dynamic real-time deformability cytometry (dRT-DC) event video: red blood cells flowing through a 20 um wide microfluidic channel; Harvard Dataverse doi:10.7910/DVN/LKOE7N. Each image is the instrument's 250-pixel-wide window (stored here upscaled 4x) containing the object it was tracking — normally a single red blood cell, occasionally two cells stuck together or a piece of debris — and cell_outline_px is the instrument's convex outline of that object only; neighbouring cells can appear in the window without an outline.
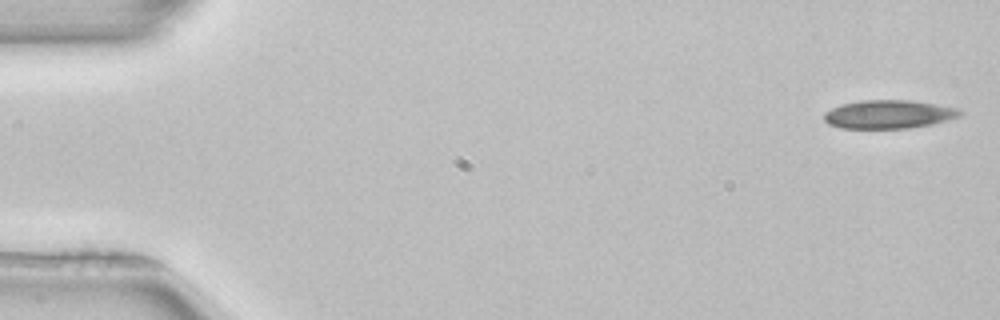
{"species": "common noctule bat (a hibernating species)", "species_latin": "Nyctalus noctula", "temperature_condition": "room temperature", "stored_images_in_passage": 51, "camera_frame_rate_fps": 3000, "um_per_image_px": 0.085, "animal": {"sex": "female", "body_mass_g": 22.7, "forearm_length_mm": 54.2}, "frame": {"image": 1, "passage_image": 1, "time_ms": 0.0, "image_size_px": [1000, 320], "cell_outline_px": [[964, 112], [960, 116], [948, 120], [932, 124], [908, 128], [840, 128], [828, 124], [824, 120], [824, 112], [832, 108], [844, 104], [860, 100], [912, 100], [936, 104], [956, 108]], "centroid_in_image_um": [75.54, 9.71], "position_along_channel_um": 9.5, "area_um2": 22.54}}
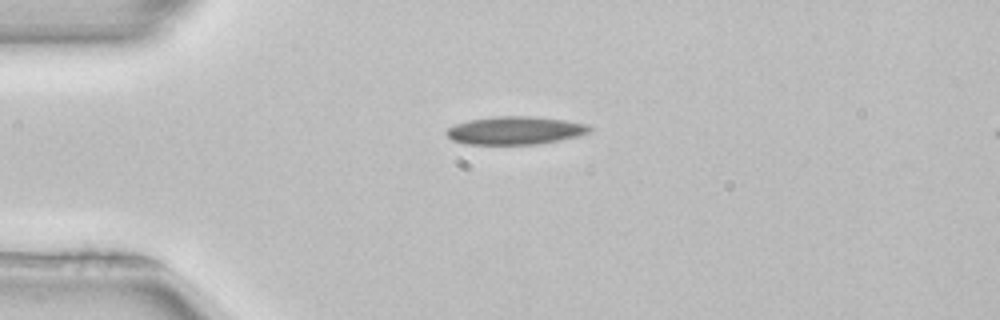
{"frame": {"image": 2, "passage_image": 12, "time_ms": 3.667, "image_size_px": [1000, 320], "cell_outline_px": [[592, 132], [580, 136], [540, 144], [464, 144], [452, 140], [444, 132], [448, 128], [456, 124], [468, 120], [496, 116], [536, 116], [564, 120], [588, 124], [592, 128]], "centroid_in_image_um": [43.83, 11.09], "position_along_channel_um": 41.2, "area_um2": 23.64}, "authors_computed_cell_mechanics": {"area_um2": 22.5998, "velocity_mm_per_s": 3.9579, "shape_relaxation_time_tau1_ms": 4.9601, "shape_relaxation_time_tau2_ms": null, "deformation_change_tau1": 0.0838, "deformation_change_tau2": null}}